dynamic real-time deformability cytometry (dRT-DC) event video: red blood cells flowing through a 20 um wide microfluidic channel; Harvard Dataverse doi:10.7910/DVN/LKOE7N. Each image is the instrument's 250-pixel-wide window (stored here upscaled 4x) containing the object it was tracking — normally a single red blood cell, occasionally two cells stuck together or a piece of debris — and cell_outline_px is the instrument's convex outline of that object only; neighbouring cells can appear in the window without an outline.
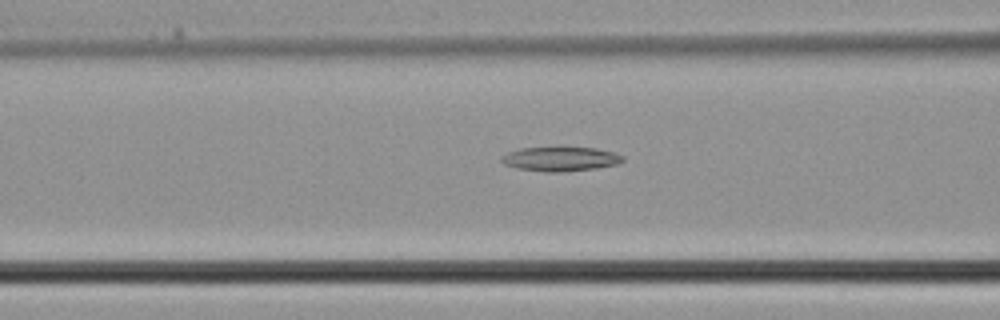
{"species": "common noctule bat (a hibernating species)", "species_latin": "Nyctalus noctula", "temperature_condition": "cold", "stored_images_in_passage": 28, "camera_frame_rate_fps": 3000, "um_per_image_px": 0.085, "animal": {"sex": "male", "body_mass_g": 21.5, "forearm_length_mm": 52.0}, "frame": {"image": 1, "passage_image": 10, "time_ms": 3.0, "image_size_px": [1000, 320], "cell_outline_px": [[624, 160], [616, 164], [596, 168], [556, 172], [544, 172], [516, 168], [504, 164], [500, 160], [500, 156], [508, 152], [520, 148], [560, 144], [596, 148], [616, 152], [624, 156]], "centroid_in_image_um": [47.61, 13.45], "position_along_channel_um": 119.0, "area_um2": 18.21}}
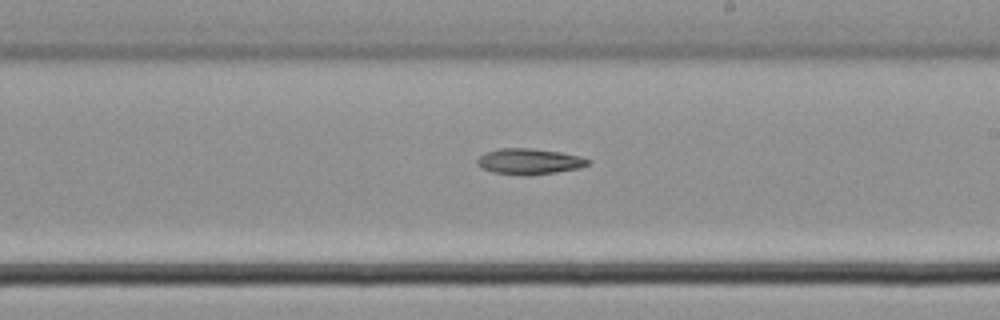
{"frame": {"image": 2, "passage_image": 17, "time_ms": 5.333, "image_size_px": [1000, 320], "cell_outline_px": [[592, 160], [588, 164], [580, 168], [556, 172], [524, 176], [492, 172], [480, 168], [476, 164], [476, 160], [484, 152], [500, 148], [532, 148], [560, 152], [580, 156]], "centroid_in_image_um": [44.95, 13.72], "position_along_channel_um": 244.0, "area_um2": 16.88}}
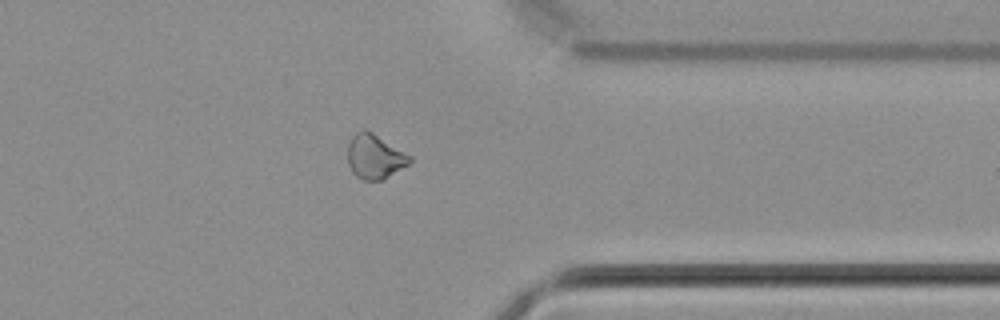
{"frame": {"image": 3, "passage_image": 25, "time_ms": 8.0, "image_size_px": [1000, 320], "cell_outline_px": [[412, 160], [408, 164], [380, 180], [364, 180], [356, 176], [352, 172], [348, 164], [348, 144], [352, 136], [356, 132], [364, 128], [372, 132], [412, 156]], "centroid_in_image_um": [31.83, 13.29], "position_along_channel_um": 379.6, "area_um2": 15.9}}